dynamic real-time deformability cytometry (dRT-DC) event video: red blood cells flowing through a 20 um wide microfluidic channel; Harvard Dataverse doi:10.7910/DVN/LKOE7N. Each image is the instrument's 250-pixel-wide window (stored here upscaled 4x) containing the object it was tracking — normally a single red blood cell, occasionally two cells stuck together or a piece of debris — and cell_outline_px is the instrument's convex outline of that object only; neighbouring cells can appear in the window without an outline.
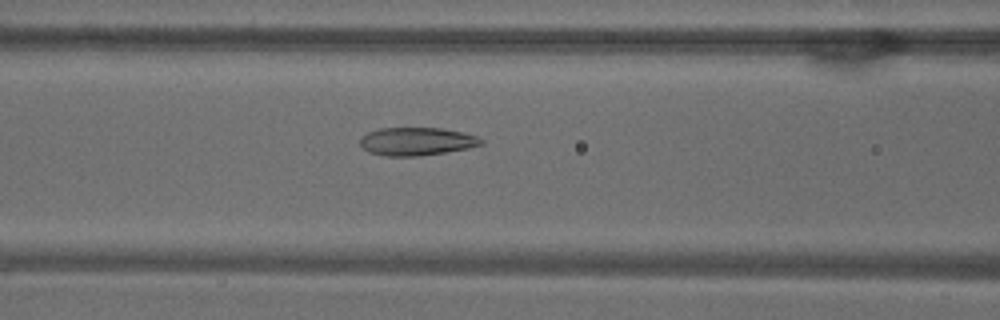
{"species": "common noctule bat (a hibernating species)", "species_latin": "Nyctalus noctula", "temperature_condition": "warm", "stored_images_in_passage": 53, "camera_frame_rate_fps": 3000, "um_per_image_px": 0.085, "animal": {"sex": "male", "body_mass_g": 18.8}, "frame": {"image": 1, "passage_image": 22, "time_ms": 7.0, "image_size_px": [1000, 320], "cell_outline_px": [[484, 144], [468, 148], [420, 156], [384, 156], [368, 152], [360, 144], [360, 136], [368, 132], [380, 128], [440, 128], [464, 132], [476, 136], [484, 140]], "centroid_in_image_um": [35.41, 12.02], "position_along_channel_um": 131.2, "area_um2": 19.88}}
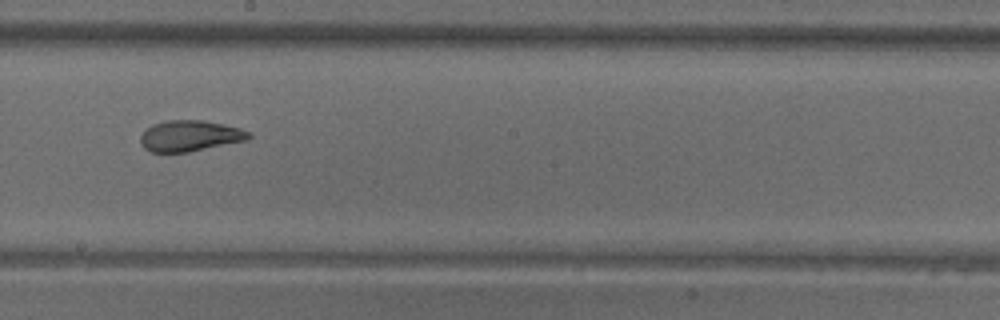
{"frame": {"image": 2, "passage_image": 30, "time_ms": 9.667, "image_size_px": [1000, 320], "cell_outline_px": [[252, 136], [248, 140], [188, 152], [148, 152], [144, 148], [140, 140], [140, 136], [152, 124], [168, 120], [204, 120], [240, 128], [252, 132]], "centroid_in_image_um": [16.17, 11.55], "position_along_channel_um": 232.0, "area_um2": 19.59}}
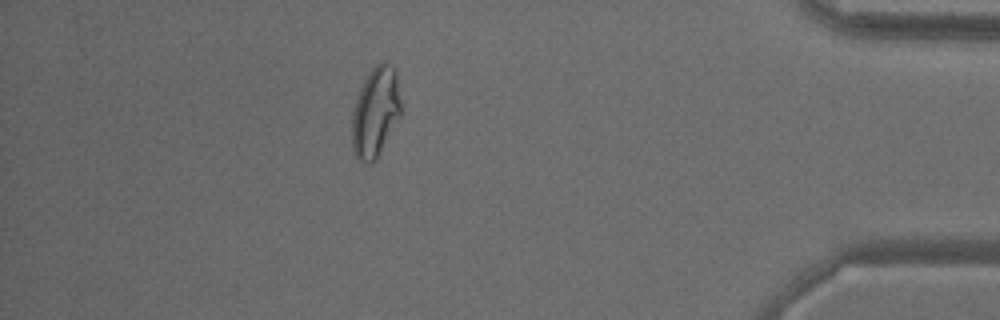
{"frame": {"image": 3, "passage_image": 47, "time_ms": 15.333, "image_size_px": [1000, 320], "cell_outline_px": [[400, 116], [376, 160], [372, 164], [368, 164], [360, 160], [356, 156], [352, 148], [352, 112], [360, 88], [368, 72], [380, 60], [384, 60], [396, 72], [400, 100]], "centroid_in_image_um": [31.9, 9.53], "position_along_channel_um": 403.3, "area_um2": 25.61}, "authors_computed_cell_mechanics": {"area_um2": 23.1778, "velocity_mm_per_s": 3.7883, "shape_relaxation_time_tau1_ms": null, "shape_relaxation_time_tau2_ms": 1.2537, "deformation_change_tau1": null, "deformation_change_tau2": 0.078}}